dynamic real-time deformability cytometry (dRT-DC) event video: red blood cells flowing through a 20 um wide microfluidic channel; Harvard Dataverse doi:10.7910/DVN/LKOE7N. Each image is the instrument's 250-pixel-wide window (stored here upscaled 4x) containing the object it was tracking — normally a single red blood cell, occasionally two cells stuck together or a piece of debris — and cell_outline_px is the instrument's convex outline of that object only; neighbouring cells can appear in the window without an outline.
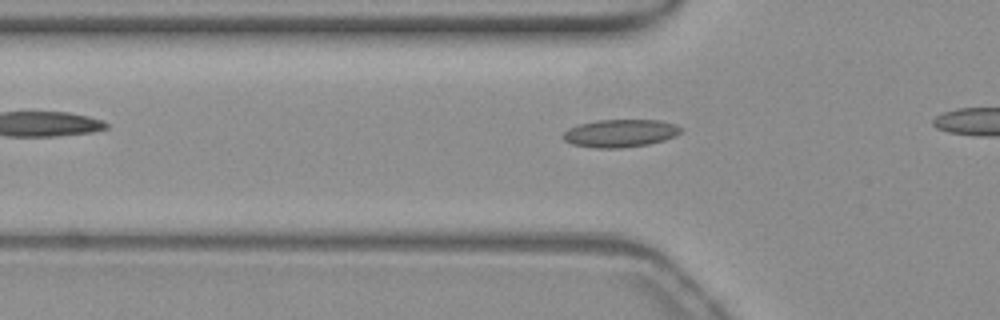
{"species": "common noctule bat (a hibernating species)", "species_latin": "Nyctalus noctula", "temperature_condition": "warm", "stored_images_in_passage": 29, "camera_frame_rate_fps": 3000, "um_per_image_px": 0.085, "animal": {"sex": "female", "body_mass_g": 19.3, "forearm_length_mm": 54.1}, "frame": {"image": 1, "passage_image": 3, "time_ms": 0.667, "image_size_px": [1000, 320], "cell_outline_px": [[684, 128], [676, 136], [664, 140], [648, 144], [620, 148], [592, 148], [572, 144], [564, 140], [560, 136], [568, 128], [580, 124], [596, 120], [660, 120], [676, 124]], "centroid_in_image_um": [52.71, 11.32], "position_along_channel_um": 73.1, "area_um2": 19.25}}
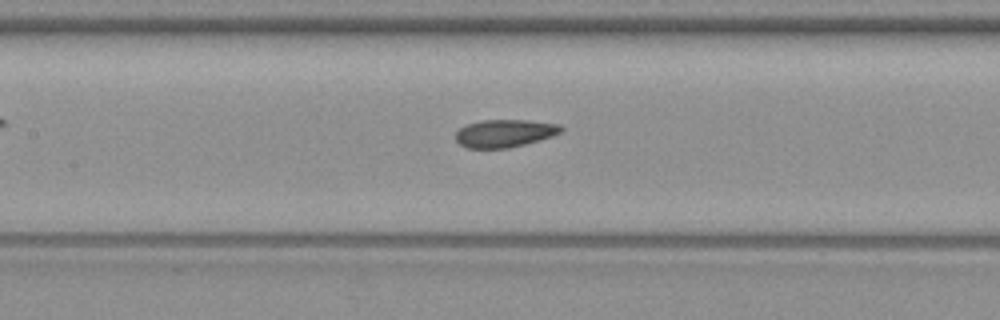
{"frame": {"image": 2, "passage_image": 10, "time_ms": 3.0, "image_size_px": [1000, 320], "cell_outline_px": [[564, 128], [560, 132], [552, 136], [540, 140], [508, 148], [468, 148], [460, 144], [456, 140], [456, 132], [460, 128], [468, 124], [484, 120], [528, 120], [560, 124]], "centroid_in_image_um": [42.91, 11.33], "position_along_channel_um": 164.5, "area_um2": 16.94}}
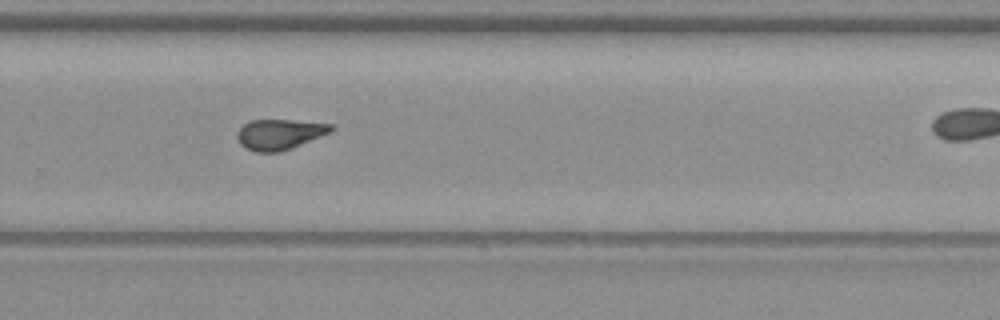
{"frame": {"image": 3, "passage_image": 21, "time_ms": 6.667, "image_size_px": [1000, 320], "cell_outline_px": [[336, 128], [332, 132], [292, 148], [280, 152], [256, 152], [240, 144], [236, 136], [236, 132], [244, 124], [252, 120], [292, 120], [332, 124]], "centroid_in_image_um": [23.79, 11.41], "position_along_channel_um": 306.0, "area_um2": 16.7}}